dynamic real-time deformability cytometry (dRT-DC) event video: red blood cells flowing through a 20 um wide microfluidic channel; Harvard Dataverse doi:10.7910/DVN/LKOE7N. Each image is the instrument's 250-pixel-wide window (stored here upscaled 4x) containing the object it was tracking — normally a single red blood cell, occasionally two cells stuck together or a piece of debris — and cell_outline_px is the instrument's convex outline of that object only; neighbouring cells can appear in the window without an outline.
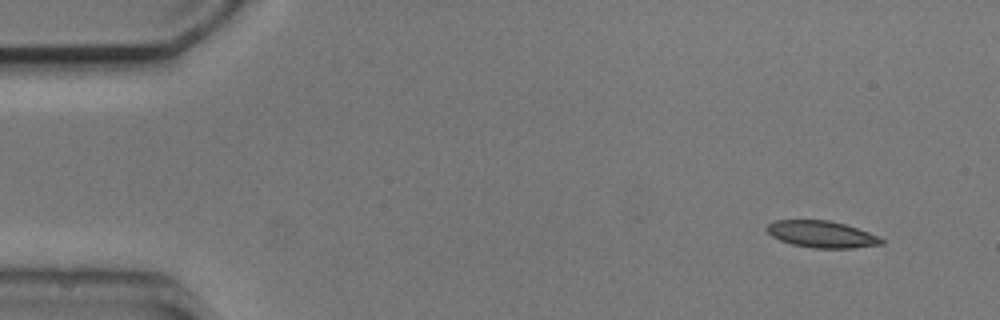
{"species": "common noctule bat (a hibernating species)", "species_latin": "Nyctalus noctula", "temperature_condition": "cold", "stored_images_in_passage": 3, "camera_frame_rate_fps": 3000, "um_per_image_px": 0.085, "animal": {"sex": "male", "body_mass_g": 20.5, "forearm_length_mm": 52.5}, "frame": {"image": 1, "passage_image": 1, "time_ms": 0.0, "image_size_px": [1000, 320], "cell_outline_px": [[884, 244], [852, 248], [812, 248], [792, 244], [780, 240], [772, 236], [764, 228], [768, 224], [776, 220], [828, 220], [844, 224], [880, 236], [884, 240]], "centroid_in_image_um": [69.85, 19.91], "position_along_channel_um": 15.2, "area_um2": 17.86}}